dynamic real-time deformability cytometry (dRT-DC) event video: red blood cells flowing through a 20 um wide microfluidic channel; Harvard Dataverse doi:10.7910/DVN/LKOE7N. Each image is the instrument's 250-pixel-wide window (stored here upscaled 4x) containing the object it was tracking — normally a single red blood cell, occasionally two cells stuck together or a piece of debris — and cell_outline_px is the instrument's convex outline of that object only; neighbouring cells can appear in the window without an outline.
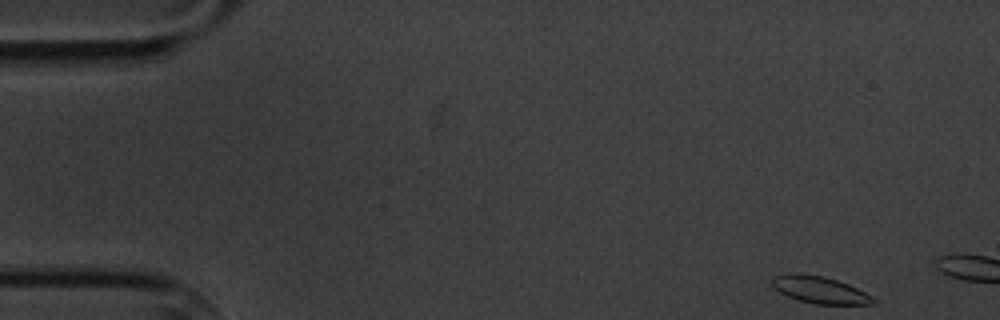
{"species": "common noctule bat (a hibernating species)", "species_latin": "Nyctalus noctula", "temperature_condition": "cold", "stored_images_in_passage": 3, "camera_frame_rate_fps": 3000, "um_per_image_px": 0.085, "animal": {"sex": "male", "body_mass_g": 20.1, "forearm_length_mm": 53.5}, "frame": {"image": 1, "passage_image": 1, "time_ms": 0.0, "image_size_px": [1000, 320], "cell_outline_px": [[876, 300], [872, 304], [816, 304], [800, 300], [788, 296], [780, 292], [772, 284], [772, 276], [788, 272], [796, 272], [824, 276], [848, 284], [872, 296]], "centroid_in_image_um": [69.64, 24.61], "position_along_channel_um": 15.4, "area_um2": 15.84}}